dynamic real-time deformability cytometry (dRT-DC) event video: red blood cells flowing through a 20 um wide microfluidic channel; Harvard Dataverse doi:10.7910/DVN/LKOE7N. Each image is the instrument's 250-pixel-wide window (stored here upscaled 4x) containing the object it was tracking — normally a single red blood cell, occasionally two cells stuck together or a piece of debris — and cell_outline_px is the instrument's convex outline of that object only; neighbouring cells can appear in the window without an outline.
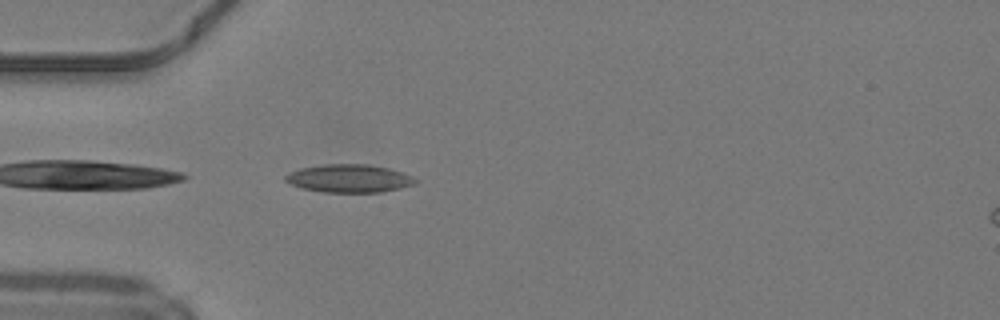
{"species": "common noctule bat (a hibernating species)", "species_latin": "Nyctalus noctula", "temperature_condition": "warm", "stored_images_in_passage": 35, "camera_frame_rate_fps": 3000, "um_per_image_px": 0.085, "animal": {"sex": "male", "body_mass_g": 19.2, "forearm_length_mm": 51.8}, "frame": {"image": 1, "passage_image": 1, "time_ms": 0.0, "image_size_px": [1000, 320], "cell_outline_px": [[420, 180], [416, 184], [400, 188], [380, 192], [324, 192], [304, 188], [292, 184], [284, 180], [284, 176], [288, 172], [300, 168], [324, 164], [368, 164], [388, 168], [412, 176]], "centroid_in_image_um": [29.69, 15.16], "position_along_channel_um": 55.3, "area_um2": 21.21}}
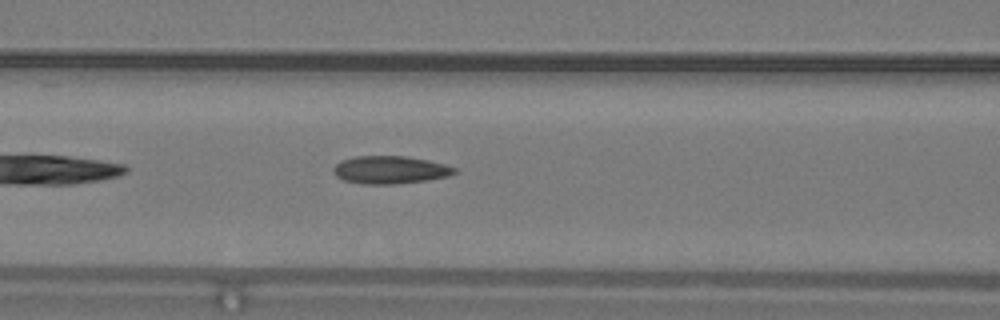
{"frame": {"image": 2, "passage_image": 7, "time_ms": 2.0, "image_size_px": [1000, 320], "cell_outline_px": [[456, 172], [448, 176], [428, 180], [396, 184], [360, 184], [344, 180], [336, 176], [332, 172], [332, 168], [340, 160], [356, 156], [404, 156], [428, 160], [444, 164], [456, 168]], "centroid_in_image_um": [33.12, 14.44], "position_along_channel_um": 133.5, "area_um2": 19.71}}
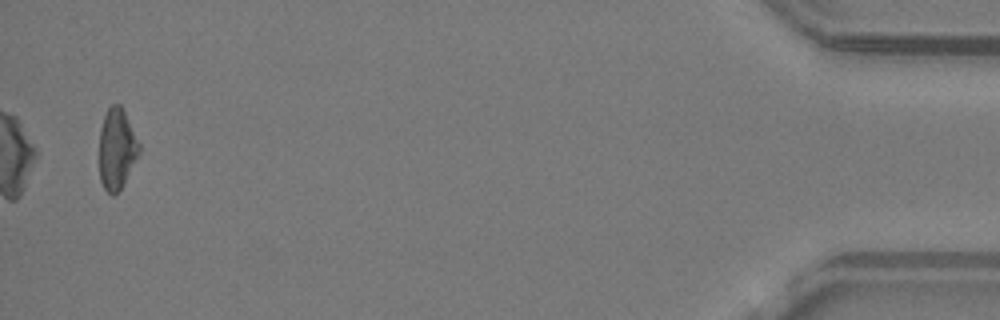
{"frame": {"image": 3, "passage_image": 34, "time_ms": 11.0, "image_size_px": [1000, 320], "cell_outline_px": [[140, 152], [120, 188], [112, 196], [104, 188], [100, 180], [100, 128], [104, 116], [108, 108], [112, 104], [120, 104], [140, 144]], "centroid_in_image_um": [9.92, 12.64], "position_along_channel_um": 425.3, "area_um2": 18.32}, "authors_computed_cell_mechanics": {"area_um2": 18.9584, "velocity_mm_per_s": 4.2254, "shape_relaxation_time_tau1_ms": null, "shape_relaxation_time_tau2_ms": 3.0546, "deformation_change_tau1": null, "deformation_change_tau2": 0.1235}}